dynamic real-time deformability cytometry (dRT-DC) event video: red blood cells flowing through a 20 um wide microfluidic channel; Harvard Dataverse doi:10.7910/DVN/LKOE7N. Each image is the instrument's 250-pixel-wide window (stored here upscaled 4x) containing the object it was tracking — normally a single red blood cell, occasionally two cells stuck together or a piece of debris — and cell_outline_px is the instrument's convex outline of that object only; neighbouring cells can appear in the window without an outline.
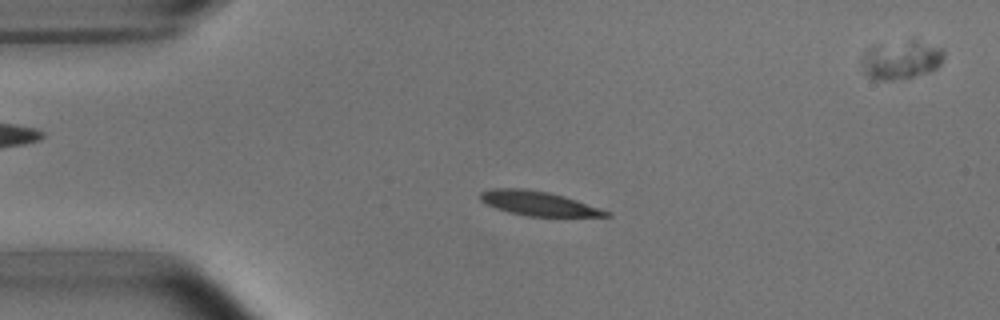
{"species": "common noctule bat (a hibernating species)", "species_latin": "Nyctalus noctula", "temperature_condition": "room temperature", "stored_images_in_passage": 5, "segment_of_instrument_passage": [1, 2], "camera_frame_rate_fps": 3000, "um_per_image_px": 0.085, "animal": {"sex": "male", "body_mass_g": 15.6}, "frame": {"image": 1, "passage_image": 3, "time_ms": 2.667, "image_size_px": [1000, 320], "cell_outline_px": [[612, 216], [528, 216], [508, 212], [484, 204], [480, 200], [480, 192], [492, 188], [524, 188], [548, 192], [564, 196], [612, 212]], "centroid_in_image_um": [45.73, 17.28], "position_along_channel_um": 39.3, "area_um2": 17.86}}